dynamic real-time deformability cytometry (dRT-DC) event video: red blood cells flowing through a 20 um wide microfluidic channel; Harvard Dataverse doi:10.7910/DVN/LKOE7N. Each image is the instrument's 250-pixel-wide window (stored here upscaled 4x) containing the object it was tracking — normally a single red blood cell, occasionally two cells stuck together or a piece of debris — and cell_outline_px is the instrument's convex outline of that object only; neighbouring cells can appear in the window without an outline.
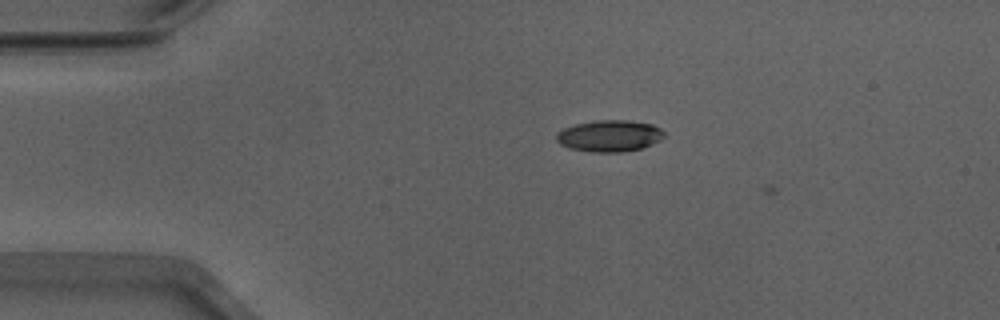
{"species": "Egyptian fruit bat (a non-hibernating species)", "species_latin": "Rousettus aegyptiacus", "temperature_condition": "warm", "stored_images_in_passage": 43, "camera_frame_rate_fps": 3000, "um_per_image_px": 0.085, "animal": {"sex": "male"}, "frame": {"image": 1, "passage_image": 1, "time_ms": 0.0, "image_size_px": [1000, 320], "cell_outline_px": [[664, 136], [660, 140], [652, 144], [640, 148], [620, 152], [592, 152], [568, 148], [560, 144], [556, 140], [556, 132], [564, 128], [576, 124], [596, 120], [628, 120], [652, 124], [660, 128], [664, 132]], "centroid_in_image_um": [51.78, 11.54], "position_along_channel_um": 33.2, "area_um2": 19.83}}
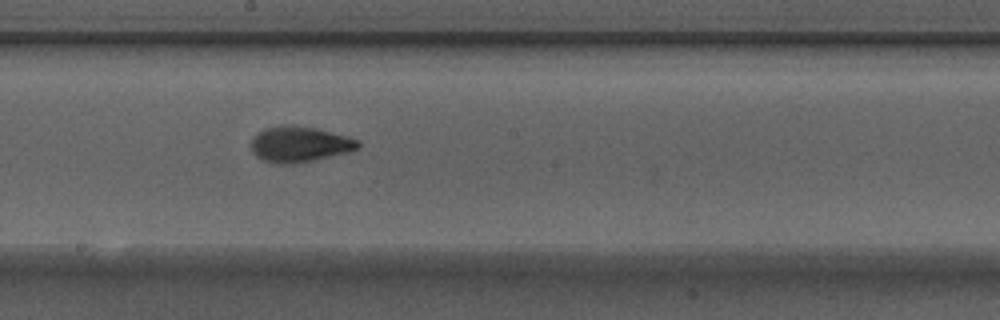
{"frame": {"image": 2, "passage_image": 19, "time_ms": 6.0, "image_size_px": [1000, 320], "cell_outline_px": [[360, 148], [348, 152], [312, 160], [284, 164], [276, 164], [264, 160], [256, 156], [252, 152], [252, 136], [256, 132], [264, 128], [316, 128], [348, 136], [360, 140]], "centroid_in_image_um": [25.49, 12.29], "position_along_channel_um": 222.7, "area_um2": 21.5}}
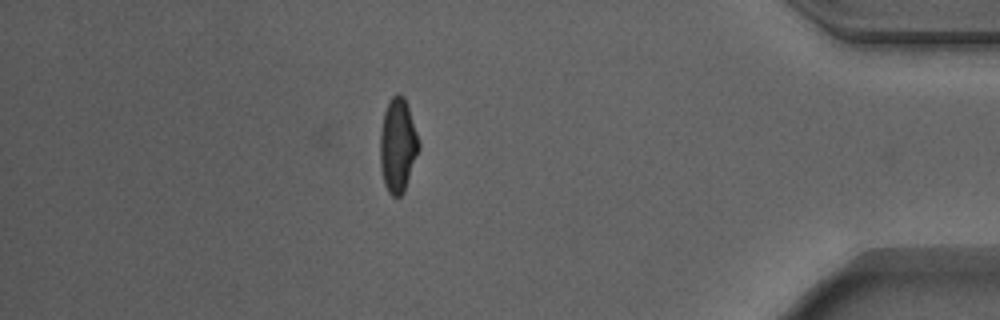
{"frame": {"image": 3, "passage_image": 36, "time_ms": 11.667, "image_size_px": [1000, 320], "cell_outline_px": [[420, 148], [404, 192], [400, 196], [392, 196], [388, 192], [384, 184], [380, 164], [380, 132], [384, 112], [392, 96], [396, 92], [400, 92], [404, 96], [408, 104], [420, 144]], "centroid_in_image_um": [33.82, 12.33], "position_along_channel_um": 401.4, "area_um2": 21.39}, "authors_computed_cell_mechanics": {"area_um2": 20.808, "velocity_mm_per_s": 3.9135, "shape_relaxation_time_tau1_ms": 4.4633, "shape_relaxation_time_tau2_ms": 1.1582, "deformation_change_tau1": 0.1971, "deformation_change_tau2": 0.0718}}